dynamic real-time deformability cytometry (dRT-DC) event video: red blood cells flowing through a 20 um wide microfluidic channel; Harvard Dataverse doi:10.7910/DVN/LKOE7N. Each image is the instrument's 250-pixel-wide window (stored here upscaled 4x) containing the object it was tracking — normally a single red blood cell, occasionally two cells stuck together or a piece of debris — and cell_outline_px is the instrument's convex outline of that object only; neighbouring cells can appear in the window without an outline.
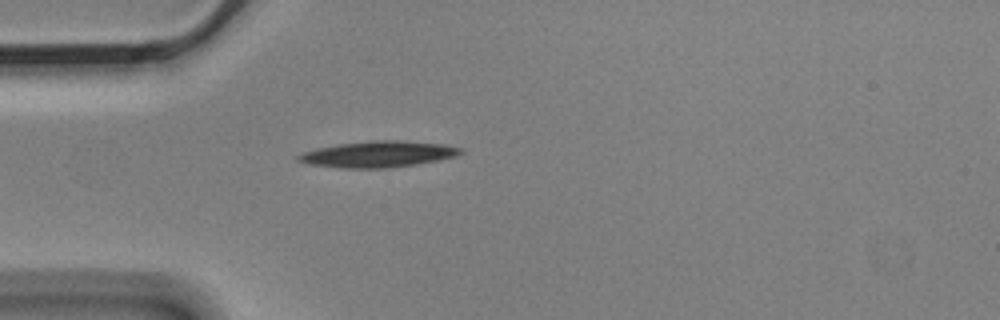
{"species": "Egyptian fruit bat (a non-hibernating species)", "species_latin": "Rousettus aegyptiacus", "temperature_condition": "cold", "stored_images_in_passage": 1, "camera_frame_rate_fps": 3000, "um_per_image_px": 0.085, "animal": {"sex": "male"}, "frame": {"image": 1, "passage_image": 1, "time_ms": 0.0, "image_size_px": [1000, 320], "cell_outline_px": [[464, 152], [456, 156], [416, 164], [388, 168], [340, 168], [308, 164], [296, 160], [296, 156], [304, 152], [316, 148], [340, 144], [372, 140], [400, 140], [444, 144], [464, 148]], "centroid_in_image_um": [32.15, 13.1], "position_along_channel_um": 52.9, "area_um2": 24.8}}